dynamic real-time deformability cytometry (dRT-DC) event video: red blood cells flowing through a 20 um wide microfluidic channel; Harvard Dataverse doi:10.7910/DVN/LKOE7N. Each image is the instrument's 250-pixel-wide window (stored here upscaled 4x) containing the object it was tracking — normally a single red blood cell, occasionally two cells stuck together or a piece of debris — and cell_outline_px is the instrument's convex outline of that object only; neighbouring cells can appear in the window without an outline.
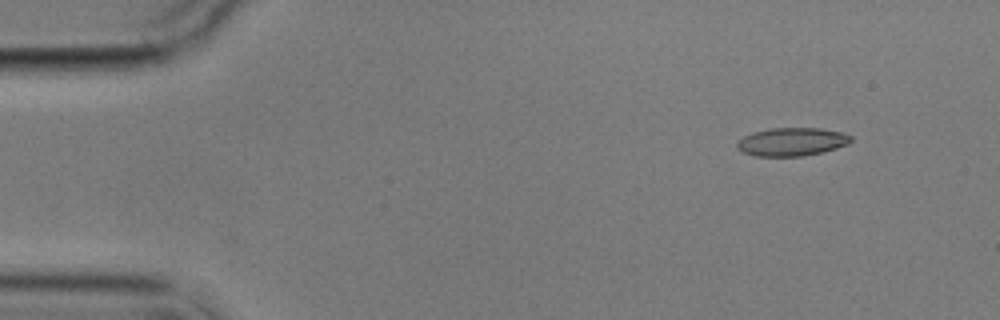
{"species": "common noctule bat (a hibernating species)", "species_latin": "Nyctalus noctula", "temperature_condition": "cold", "stored_images_in_passage": 5, "camera_frame_rate_fps": 3000, "um_per_image_px": 0.085, "animal": {"sex": "male", "body_mass_g": 17.9}, "frame": {"image": 1, "passage_image": 1, "time_ms": 0.0, "image_size_px": [1000, 320], "cell_outline_px": [[852, 140], [848, 144], [836, 148], [804, 156], [756, 156], [744, 152], [736, 148], [736, 144], [744, 136], [752, 132], [768, 128], [820, 128], [840, 132], [852, 136]], "centroid_in_image_um": [67.29, 12.04], "position_along_channel_um": 17.7, "area_um2": 18.67}}
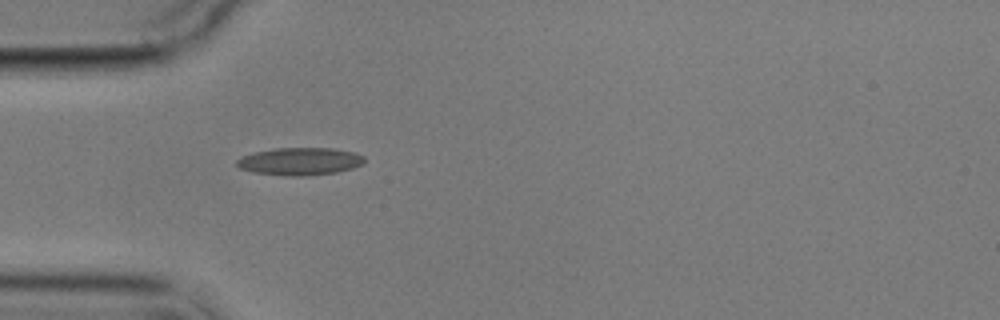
{"frame": {"image": 2, "passage_image": 4, "time_ms": 3.667, "image_size_px": [1000, 320], "cell_outline_px": [[364, 164], [352, 168], [336, 172], [304, 176], [288, 176], [252, 172], [240, 168], [236, 164], [236, 160], [240, 156], [252, 152], [276, 148], [332, 148], [356, 152], [364, 156]], "centroid_in_image_um": [25.48, 13.71], "position_along_channel_um": 59.5, "area_um2": 20.69}}
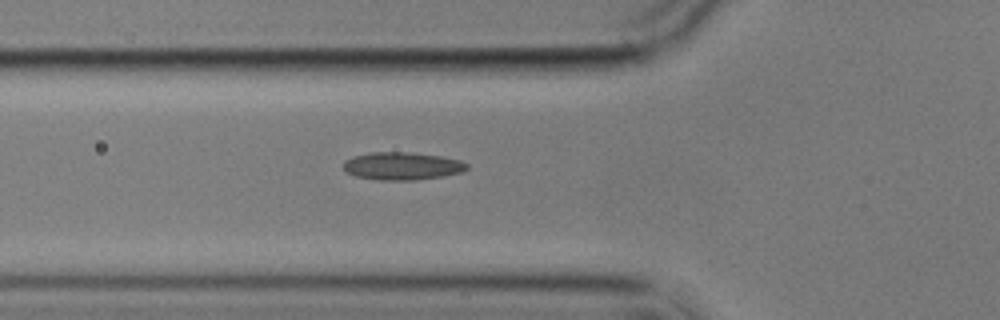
{"frame": {"image": 3, "passage_image": 5, "time_ms": 4.667, "image_size_px": [1000, 320], "cell_outline_px": [[468, 168], [464, 172], [444, 176], [416, 180], [380, 180], [356, 176], [344, 172], [344, 160], [352, 156], [372, 152], [408, 152], [440, 156], [460, 160], [468, 164]], "centroid_in_image_um": [34.18, 14.11], "position_along_channel_um": 91.6, "area_um2": 20.11}}